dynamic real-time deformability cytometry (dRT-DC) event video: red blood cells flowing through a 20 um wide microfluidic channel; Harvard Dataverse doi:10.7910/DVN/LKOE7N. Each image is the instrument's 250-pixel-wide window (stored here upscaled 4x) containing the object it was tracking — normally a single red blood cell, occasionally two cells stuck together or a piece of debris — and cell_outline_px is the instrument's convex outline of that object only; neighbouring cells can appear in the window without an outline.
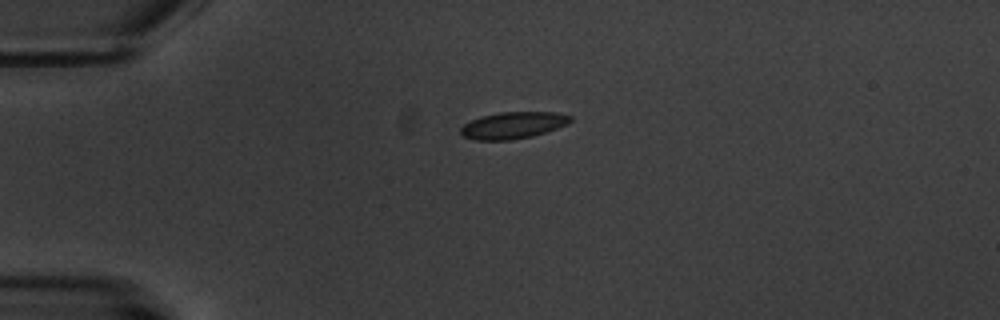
{"species": "common noctule bat (a hibernating species)", "species_latin": "Nyctalus noctula", "temperature_condition": "warm", "stored_images_in_passage": 6, "camera_frame_rate_fps": 3000, "um_per_image_px": 0.085, "animal": {"sex": "male", "body_mass_g": 20.1, "forearm_length_mm": 53.5}, "frame": {"image": 1, "passage_image": 6, "time_ms": 7.0, "image_size_px": [1000, 320], "cell_outline_px": [[572, 120], [568, 124], [532, 136], [512, 140], [476, 140], [464, 136], [460, 132], [460, 128], [464, 124], [480, 116], [500, 112], [556, 112], [572, 116]], "centroid_in_image_um": [43.61, 10.64], "position_along_channel_um": 41.4, "area_um2": 17.05}}